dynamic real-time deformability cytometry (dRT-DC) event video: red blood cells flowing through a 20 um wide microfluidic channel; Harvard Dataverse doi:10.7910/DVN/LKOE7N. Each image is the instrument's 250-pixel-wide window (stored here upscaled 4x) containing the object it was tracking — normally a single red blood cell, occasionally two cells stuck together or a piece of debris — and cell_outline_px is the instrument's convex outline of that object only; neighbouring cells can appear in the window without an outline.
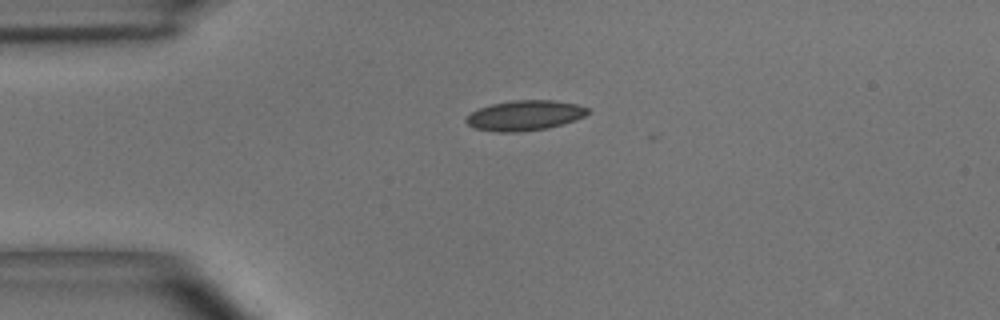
{"species": "common noctule bat (a hibernating species)", "species_latin": "Nyctalus noctula", "temperature_condition": "room temperature", "stored_images_in_passage": 4, "camera_frame_rate_fps": 3000, "um_per_image_px": 0.085, "animal": {"sex": "male", "body_mass_g": 15.6}, "frame": {"image": 1, "passage_image": 3, "time_ms": 0.667, "image_size_px": [1000, 320], "cell_outline_px": [[588, 112], [584, 116], [576, 120], [564, 124], [548, 128], [520, 132], [496, 132], [476, 128], [468, 124], [464, 120], [472, 112], [480, 108], [492, 104], [512, 100], [552, 100], [576, 104], [588, 108]], "centroid_in_image_um": [44.62, 9.82], "position_along_channel_um": 40.4, "area_um2": 21.27}}